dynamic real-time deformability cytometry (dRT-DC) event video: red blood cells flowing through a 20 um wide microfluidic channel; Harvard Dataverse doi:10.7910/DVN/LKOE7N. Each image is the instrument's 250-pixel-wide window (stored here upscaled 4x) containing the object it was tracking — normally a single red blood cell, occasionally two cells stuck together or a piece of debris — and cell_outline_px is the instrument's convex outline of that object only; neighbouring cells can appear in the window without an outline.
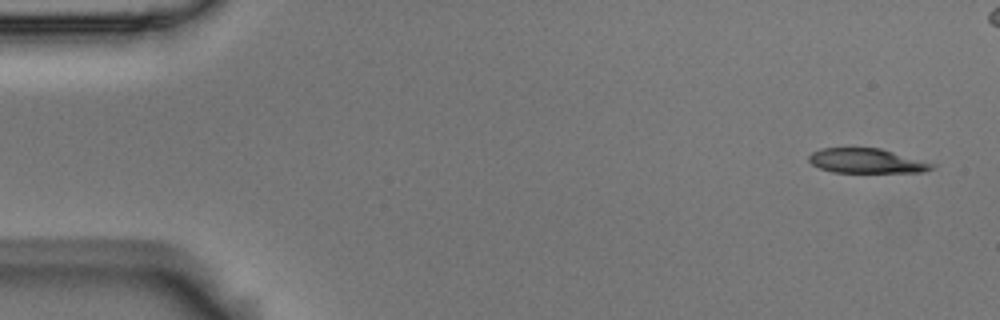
{"species": "Egyptian fruit bat (a non-hibernating species)", "species_latin": "Rousettus aegyptiacus", "temperature_condition": "room temperature", "stored_images_in_passage": 7, "segment_of_instrument_passage": [1, 2], "camera_frame_rate_fps": 3000, "um_per_image_px": 0.085, "animal": {"sex": "male"}, "frame": {"image": 1, "passage_image": 1, "time_ms": 0.0, "image_size_px": [1000, 320], "cell_outline_px": [[936, 168], [924, 172], [832, 172], [820, 168], [812, 164], [808, 160], [808, 156], [812, 152], [820, 148], [880, 148], [936, 164]], "centroid_in_image_um": [73.67, 13.67], "position_along_channel_um": 11.3, "area_um2": 17.69}}
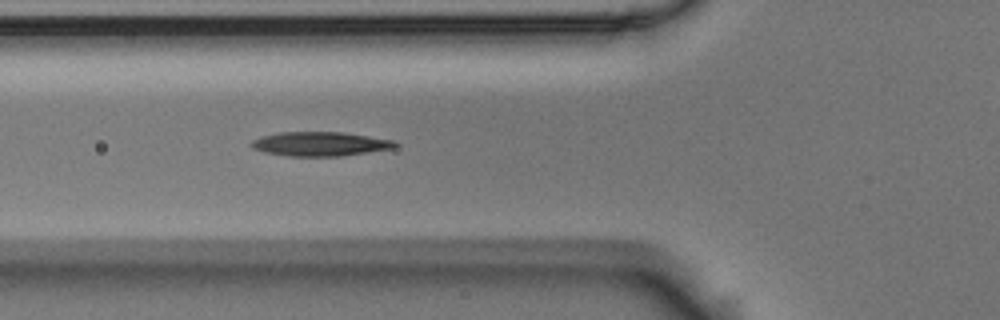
{"frame": {"image": 2, "passage_image": 6, "time_ms": 1.667, "image_size_px": [1000, 320], "cell_outline_px": [[400, 144], [396, 148], [340, 156], [288, 156], [264, 152], [252, 148], [252, 140], [264, 136], [280, 132], [340, 132], [396, 140]], "centroid_in_image_um": [27.27, 12.23], "position_along_channel_um": 98.5, "area_um2": 20.23}}